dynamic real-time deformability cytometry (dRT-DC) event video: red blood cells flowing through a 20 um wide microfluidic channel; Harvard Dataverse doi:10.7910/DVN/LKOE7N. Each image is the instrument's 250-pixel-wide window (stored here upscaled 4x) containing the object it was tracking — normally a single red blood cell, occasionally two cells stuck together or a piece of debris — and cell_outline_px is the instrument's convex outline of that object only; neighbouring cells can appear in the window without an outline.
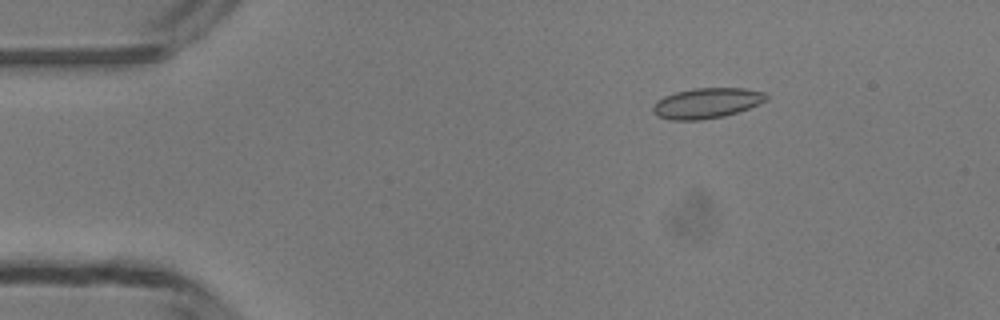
{"species": "common noctule bat (a hibernating species)", "species_latin": "Nyctalus noctula", "temperature_condition": "room temperature", "stored_images_in_passage": 42, "camera_frame_rate_fps": 3000, "um_per_image_px": 0.085, "animal": {"sex": "male", "body_mass_g": 13.3}, "frame": {"image": 1, "passage_image": 1, "time_ms": 0.0, "image_size_px": [1000, 320], "cell_outline_px": [[768, 100], [748, 108], [724, 116], [700, 120], [672, 120], [656, 116], [652, 112], [652, 108], [656, 100], [664, 96], [676, 92], [692, 88], [744, 88], [764, 92], [768, 96]], "centroid_in_image_um": [60.04, 8.76], "position_along_channel_um": 25.0, "area_um2": 20.11}}
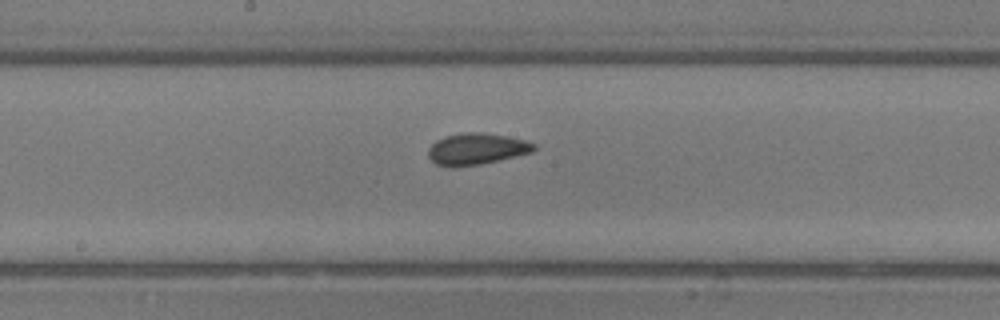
{"frame": {"image": 2, "passage_image": 19, "time_ms": 6.0, "image_size_px": [1000, 320], "cell_outline_px": [[536, 148], [532, 152], [480, 164], [452, 168], [436, 164], [428, 156], [428, 148], [436, 140], [444, 136], [464, 132], [484, 132], [524, 140], [536, 144]], "centroid_in_image_um": [40.46, 12.66], "position_along_channel_um": 207.7, "area_um2": 19.36}}
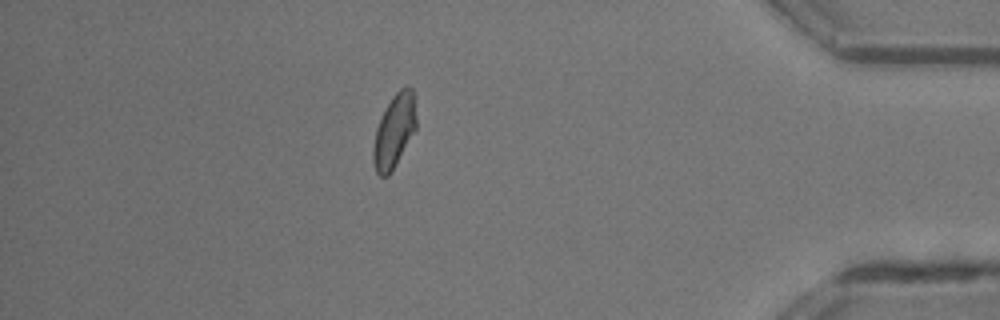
{"frame": {"image": 3, "passage_image": 36, "time_ms": 11.667, "image_size_px": [1000, 320], "cell_outline_px": [[416, 128], [388, 176], [380, 176], [376, 172], [372, 160], [372, 148], [376, 128], [392, 96], [400, 88], [412, 88], [416, 96]], "centroid_in_image_um": [33.51, 11.11], "position_along_channel_um": 401.7, "area_um2": 18.21}, "authors_computed_cell_mechanics": {"area_um2": 18.785, "velocity_mm_per_s": 4.2036, "shape_relaxation_time_tau1_ms": 4.3139, "shape_relaxation_time_tau2_ms": 1.6564, "deformation_change_tau1": 0.0969, "deformation_change_tau2": 0.0657}}